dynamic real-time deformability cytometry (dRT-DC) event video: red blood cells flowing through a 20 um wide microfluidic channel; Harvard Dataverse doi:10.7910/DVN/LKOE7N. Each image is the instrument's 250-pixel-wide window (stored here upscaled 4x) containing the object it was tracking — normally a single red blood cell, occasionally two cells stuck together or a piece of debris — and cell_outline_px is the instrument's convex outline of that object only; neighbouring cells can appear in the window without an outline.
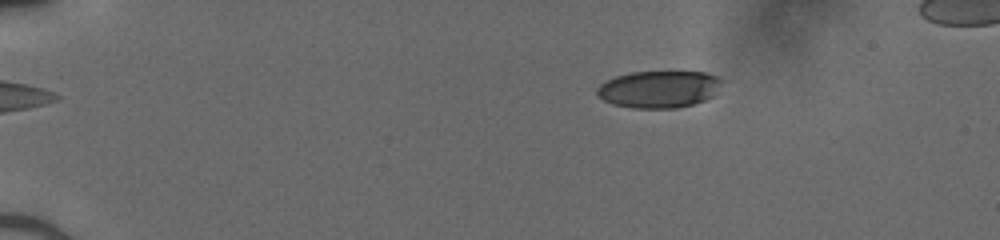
{"species": "human", "species_latin": "Homo sapiens", "temperature_condition": "cold", "stored_images_in_passage": 47, "camera_frame_rate_fps": 3000, "um_per_image_px": 0.085, "donor": {"sex": "male"}, "frame": {"image": 1, "passage_image": 6, "time_ms": 1.667, "image_size_px": [1000, 240], "cell_outline_px": [[724, 80], [712, 96], [704, 100], [692, 104], [676, 108], [632, 108], [612, 104], [596, 96], [596, 88], [600, 84], [616, 76], [632, 72], [708, 72]], "centroid_in_image_um": [55.99, 7.58], "position_along_channel_um": 29.0, "area_um2": 26.99}}
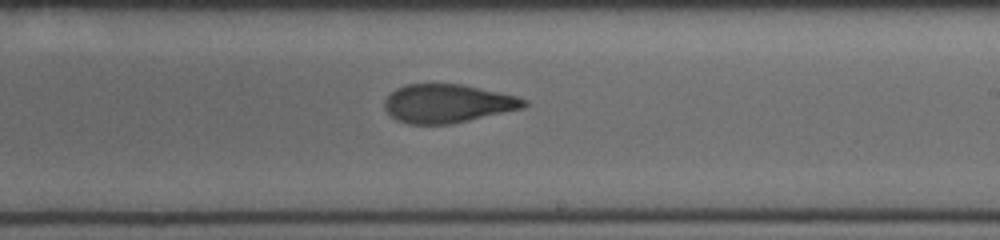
{"frame": {"image": 2, "passage_image": 29, "time_ms": 9.333, "image_size_px": [1000, 240], "cell_outline_px": [[528, 104], [524, 108], [468, 120], [448, 124], [408, 124], [396, 120], [384, 108], [384, 100], [396, 88], [404, 84], [460, 84], [516, 96], [528, 100]], "centroid_in_image_um": [38.02, 8.8], "position_along_channel_um": 251.0, "area_um2": 31.1}}
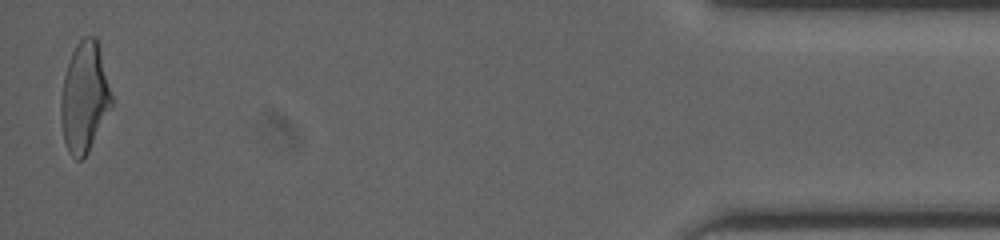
{"frame": {"image": 3, "passage_image": 47, "time_ms": 15.333, "image_size_px": [1000, 240], "cell_outline_px": [[112, 104], [88, 152], [80, 160], [76, 160], [68, 152], [64, 140], [60, 120], [60, 104], [64, 76], [72, 52], [76, 44], [84, 36], [96, 36], [112, 96]], "centroid_in_image_um": [7.15, 8.28], "position_along_channel_um": 428.0, "area_um2": 32.08}}